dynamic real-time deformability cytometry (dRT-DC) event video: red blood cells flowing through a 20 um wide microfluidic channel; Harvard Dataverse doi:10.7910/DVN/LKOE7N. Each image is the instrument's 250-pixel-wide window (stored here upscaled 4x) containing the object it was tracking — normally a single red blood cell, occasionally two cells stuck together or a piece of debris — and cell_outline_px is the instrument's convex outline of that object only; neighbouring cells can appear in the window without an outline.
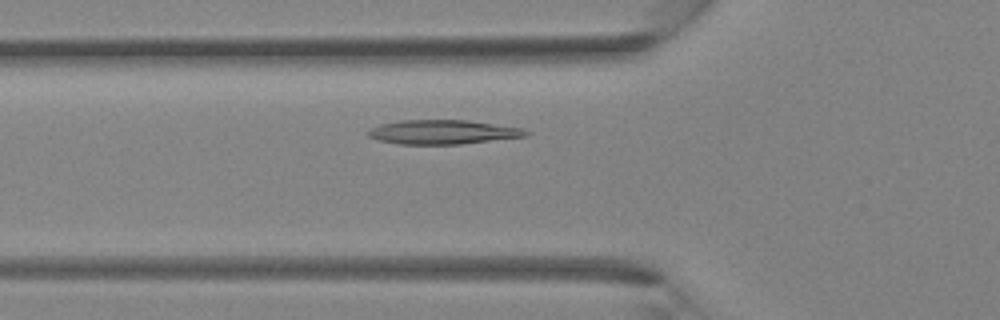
{"species": "Egyptian fruit bat (a non-hibernating species)", "species_latin": "Rousettus aegyptiacus", "temperature_condition": "room temperature", "stored_images_in_passage": 35, "camera_frame_rate_fps": 3000, "um_per_image_px": 0.085, "animal": {"sex": "female"}, "frame": {"image": 1, "passage_image": 9, "time_ms": 2.667, "image_size_px": [1000, 320], "cell_outline_px": [[532, 132], [528, 136], [460, 144], [400, 144], [380, 140], [368, 136], [368, 132], [372, 128], [380, 124], [400, 120], [468, 120], [520, 128]], "centroid_in_image_um": [37.67, 11.22], "position_along_channel_um": 88.1, "area_um2": 22.08}}
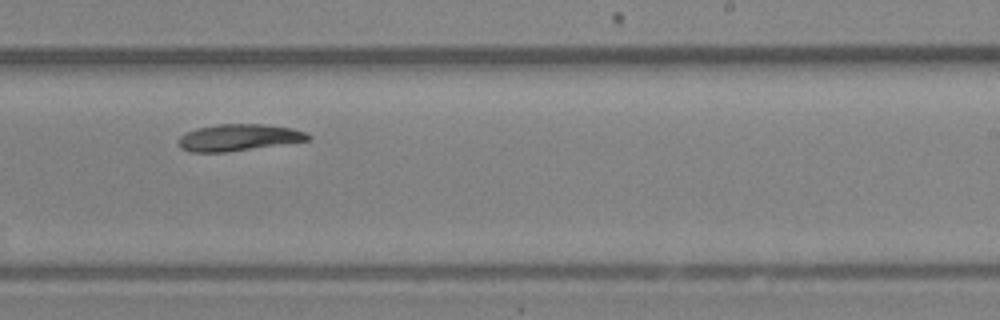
{"frame": {"image": 2, "passage_image": 20, "time_ms": 6.333, "image_size_px": [1000, 320], "cell_outline_px": [[312, 136], [308, 140], [228, 152], [192, 152], [180, 148], [180, 136], [196, 128], [216, 124], [264, 124], [292, 128], [308, 132]], "centroid_in_image_um": [20.31, 11.68], "position_along_channel_um": 268.7, "area_um2": 20.06}}
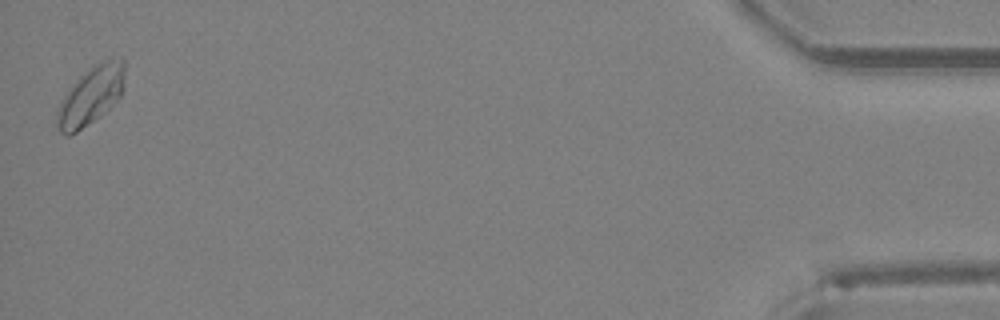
{"frame": {"image": 3, "passage_image": 35, "time_ms": 11.333, "image_size_px": [1000, 320], "cell_outline_px": [[124, 88], [120, 96], [100, 116], [76, 132], [68, 136], [64, 136], [60, 132], [56, 124], [56, 112], [68, 88], [88, 68], [104, 60], [120, 56], [124, 60]], "centroid_in_image_um": [7.72, 8.12], "position_along_channel_um": 427.5, "area_um2": 23.0}}